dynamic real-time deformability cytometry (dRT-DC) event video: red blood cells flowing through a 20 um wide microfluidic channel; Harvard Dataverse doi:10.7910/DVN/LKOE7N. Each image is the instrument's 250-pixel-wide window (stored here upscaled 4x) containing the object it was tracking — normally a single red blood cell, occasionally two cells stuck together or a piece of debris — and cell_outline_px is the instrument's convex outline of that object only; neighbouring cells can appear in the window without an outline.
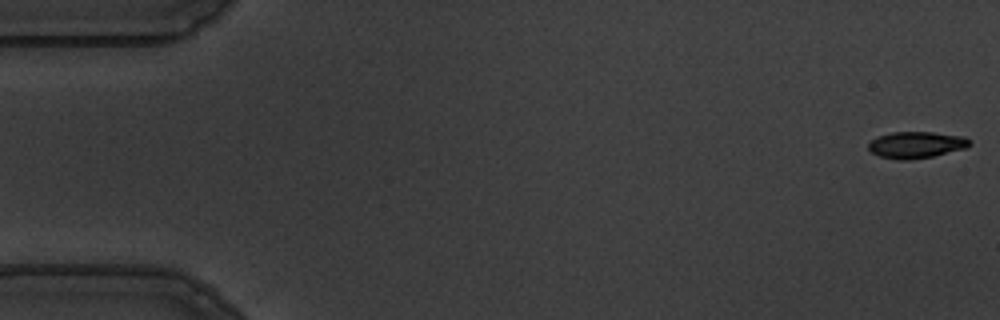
{"species": "common noctule bat (a hibernating species)", "species_latin": "Nyctalus noctula", "temperature_condition": "warm", "stored_images_in_passage": 43, "camera_frame_rate_fps": 3000, "um_per_image_px": 0.085, "animal": {"sex": "male", "body_mass_g": 19.5, "forearm_length_mm": 54.6}, "frame": {"image": 1, "passage_image": 1, "time_ms": 0.0, "image_size_px": [1000, 320], "cell_outline_px": [[972, 144], [968, 148], [932, 156], [912, 160], [900, 160], [880, 156], [872, 152], [868, 148], [868, 144], [876, 136], [892, 132], [932, 132], [964, 136], [972, 140]], "centroid_in_image_um": [77.92, 12.3], "position_along_channel_um": 7.1, "area_um2": 15.84}}
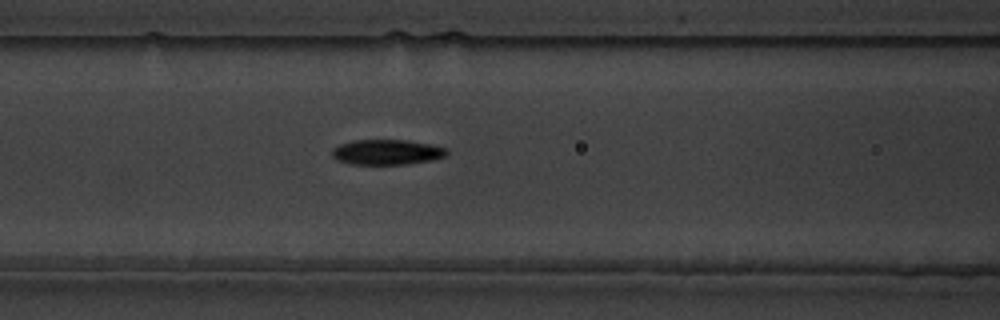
{"frame": {"image": 2, "passage_image": 23, "time_ms": 7.333, "image_size_px": [1000, 320], "cell_outline_px": [[448, 152], [444, 156], [432, 160], [404, 164], [352, 164], [336, 160], [332, 156], [332, 148], [340, 144], [352, 140], [408, 140], [432, 144], [448, 148]], "centroid_in_image_um": [32.88, 12.92], "position_along_channel_um": 133.7, "area_um2": 16.94}}
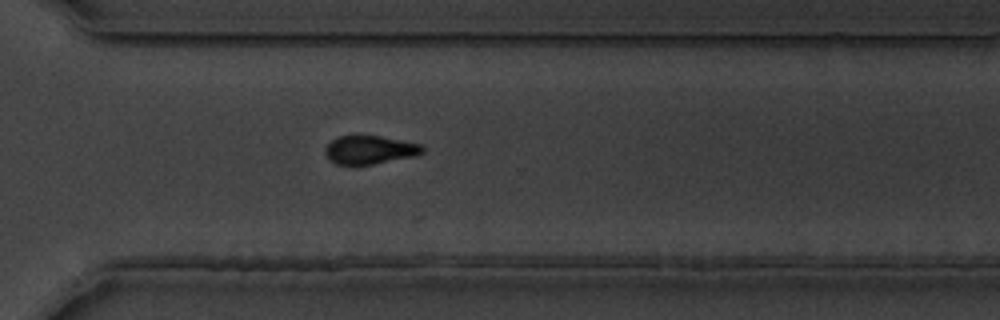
{"frame": {"image": 3, "passage_image": 40, "time_ms": 13.0, "image_size_px": [1000, 320], "cell_outline_px": [[424, 152], [416, 156], [372, 164], [336, 164], [328, 160], [324, 152], [324, 148], [336, 136], [380, 136], [424, 144]], "centroid_in_image_um": [31.44, 12.73], "position_along_channel_um": 339.2, "area_um2": 16.24}, "authors_computed_cell_mechanics": {"area_um2": 16.8198, "velocity_mm_per_s": 3.6263, "shape_relaxation_time_tau1_ms": 3.6222, "shape_relaxation_time_tau2_ms": 8.9443, "deformation_change_tau1": 0.1374, "deformation_change_tau2": 0.1512}}